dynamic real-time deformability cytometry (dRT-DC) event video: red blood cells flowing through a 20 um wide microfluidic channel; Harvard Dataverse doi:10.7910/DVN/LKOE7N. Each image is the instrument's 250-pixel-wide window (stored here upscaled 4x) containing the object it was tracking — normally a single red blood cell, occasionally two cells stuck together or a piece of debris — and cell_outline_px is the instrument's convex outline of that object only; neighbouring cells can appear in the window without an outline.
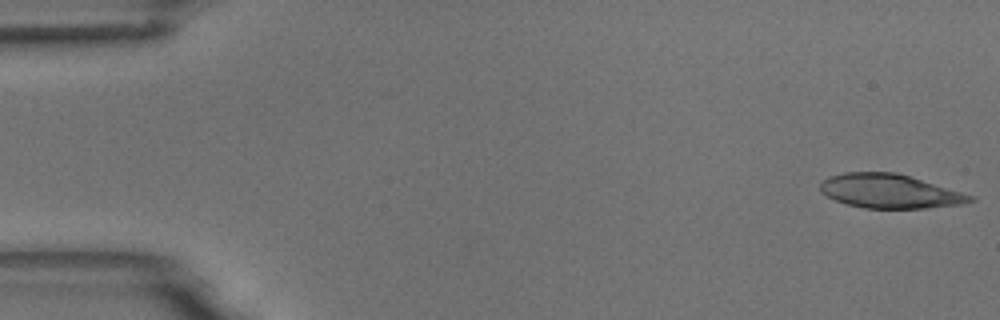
{"species": "common noctule bat (a hibernating species)", "species_latin": "Nyctalus noctula", "temperature_condition": "room temperature", "stored_images_in_passage": 6, "camera_frame_rate_fps": 3000, "um_per_image_px": 0.085, "animal": {"sex": "male", "body_mass_g": 18.8}, "frame": {"image": 1, "passage_image": 1, "time_ms": 0.0, "image_size_px": [1000, 320], "cell_outline_px": [[976, 200], [960, 204], [928, 208], [864, 208], [848, 204], [836, 200], [820, 192], [820, 184], [828, 176], [844, 172], [896, 172], [976, 196]], "centroid_in_image_um": [75.64, 16.25], "position_along_channel_um": 9.4, "area_um2": 29.65}}
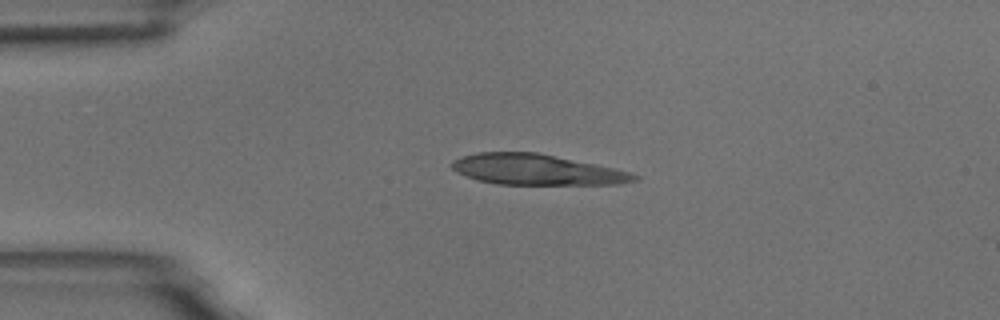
{"frame": {"image": 2, "passage_image": 4, "time_ms": 3.667, "image_size_px": [1000, 320], "cell_outline_px": [[640, 180], [620, 184], [496, 184], [476, 180], [456, 172], [452, 168], [452, 160], [464, 156], [480, 152], [536, 152], [616, 168], [640, 176]], "centroid_in_image_um": [45.63, 14.42], "position_along_channel_um": 39.4, "area_um2": 32.48}}